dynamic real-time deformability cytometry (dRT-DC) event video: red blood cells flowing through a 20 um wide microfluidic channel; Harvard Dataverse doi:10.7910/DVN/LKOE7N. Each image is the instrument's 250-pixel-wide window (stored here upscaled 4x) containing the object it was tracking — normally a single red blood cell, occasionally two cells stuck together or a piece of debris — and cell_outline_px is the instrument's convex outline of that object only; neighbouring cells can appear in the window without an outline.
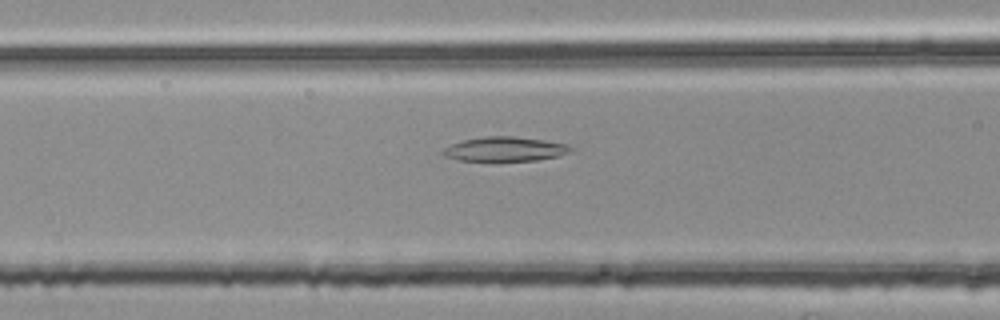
{"species": "common noctule bat (a hibernating species)", "species_latin": "Nyctalus noctula", "temperature_condition": "room temperature", "stored_images_in_passage": 54, "camera_frame_rate_fps": 3000, "um_per_image_px": 0.085, "animal": {"sex": "female", "body_mass_g": 25.1}, "frame": {"image": 1, "passage_image": 22, "time_ms": 7.0, "image_size_px": [1000, 320], "cell_outline_px": [[572, 152], [560, 156], [536, 160], [460, 160], [444, 156], [440, 152], [444, 148], [452, 144], [464, 140], [484, 136], [516, 136], [544, 140], [568, 144], [572, 148]], "centroid_in_image_um": [42.96, 12.66], "position_along_channel_um": 123.6, "area_um2": 18.09}}
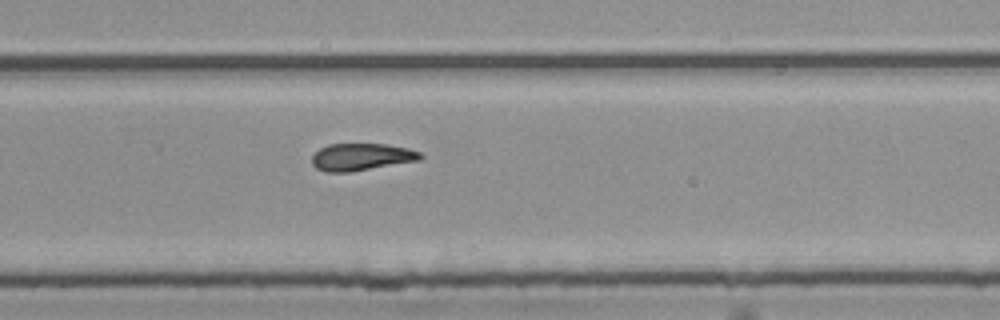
{"frame": {"image": 2, "passage_image": 36, "time_ms": 11.667, "image_size_px": [1000, 320], "cell_outline_px": [[424, 156], [420, 160], [352, 172], [324, 172], [316, 168], [312, 164], [312, 156], [320, 148], [328, 144], [384, 144], [408, 148], [420, 152]], "centroid_in_image_um": [30.72, 13.35], "position_along_channel_um": 299.1, "area_um2": 17.28}}
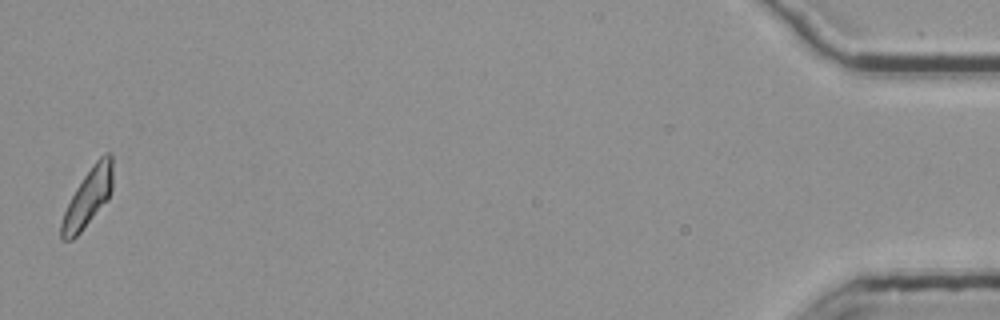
{"frame": {"image": 3, "passage_image": 54, "time_ms": 17.667, "image_size_px": [1000, 320], "cell_outline_px": [[112, 188], [108, 200], [84, 228], [72, 240], [60, 240], [60, 224], [64, 212], [76, 188], [84, 176], [96, 160], [104, 152], [108, 152], [112, 156]], "centroid_in_image_um": [7.47, 16.81], "position_along_channel_um": 427.7, "area_um2": 17.22}, "authors_computed_cell_mechanics": {"area_um2": 17.8024, "velocity_mm_per_s": 3.7691, "shape_relaxation_time_tau1_ms": null, "shape_relaxation_time_tau2_ms": 7.0418, "deformation_change_tau1": null, "deformation_change_tau2": 0.1459}}